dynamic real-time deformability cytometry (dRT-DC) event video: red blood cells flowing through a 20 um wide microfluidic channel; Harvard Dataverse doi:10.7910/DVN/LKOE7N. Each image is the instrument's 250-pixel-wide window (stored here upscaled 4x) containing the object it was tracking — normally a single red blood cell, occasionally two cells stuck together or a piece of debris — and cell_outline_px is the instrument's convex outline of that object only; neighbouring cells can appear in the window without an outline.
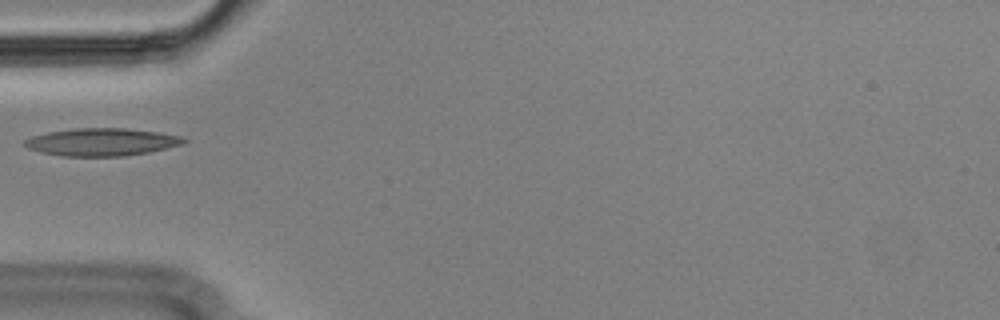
{"species": "Egyptian fruit bat (a non-hibernating species)", "species_latin": "Rousettus aegyptiacus", "temperature_condition": "cold", "stored_images_in_passage": 38, "camera_frame_rate_fps": 3000, "um_per_image_px": 0.085, "animal": {"sex": "male"}, "frame": {"image": 1, "passage_image": 1, "time_ms": 0.0, "image_size_px": [1000, 320], "cell_outline_px": [[188, 140], [184, 144], [148, 152], [124, 156], [64, 156], [40, 152], [28, 148], [24, 144], [24, 140], [32, 136], [48, 132], [76, 128], [124, 128], [160, 132], [180, 136]], "centroid_in_image_um": [8.66, 12.07], "position_along_channel_um": 76.3, "area_um2": 25.55}}
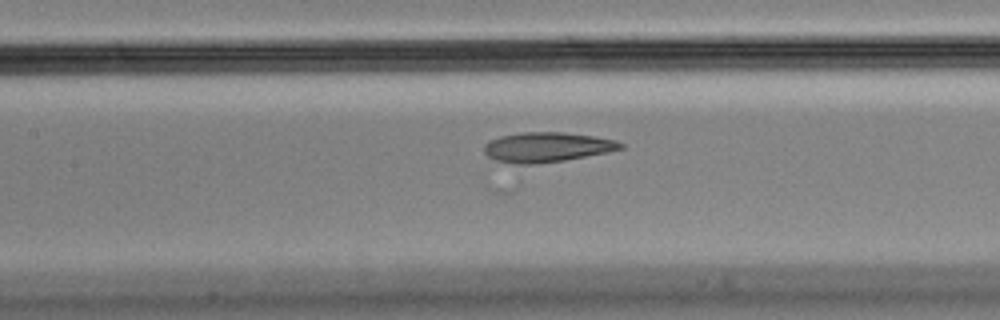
{"frame": {"image": 2, "passage_image": 8, "time_ms": 2.333, "image_size_px": [1000, 320], "cell_outline_px": [[624, 148], [608, 152], [564, 160], [532, 164], [520, 164], [496, 160], [488, 156], [484, 152], [484, 144], [488, 140], [500, 136], [524, 132], [564, 132], [592, 136], [616, 140], [624, 144]], "centroid_in_image_um": [46.48, 12.5], "position_along_channel_um": 160.9, "area_um2": 23.58}}
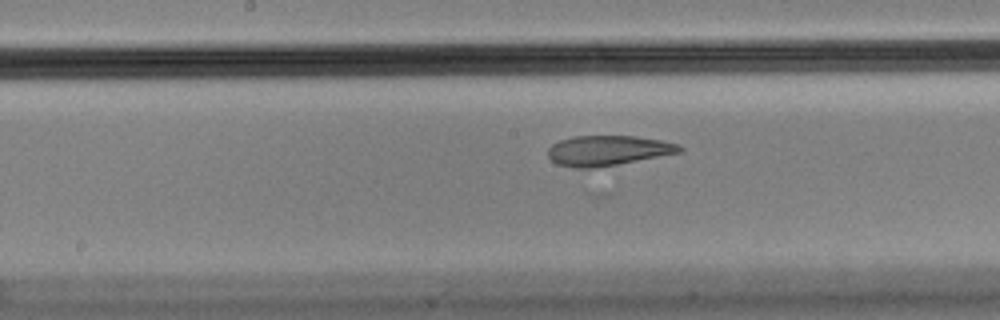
{"frame": {"image": 3, "passage_image": 11, "time_ms": 3.333, "image_size_px": [1000, 320], "cell_outline_px": [[684, 148], [680, 152], [616, 164], [592, 168], [572, 168], [556, 164], [548, 156], [548, 148], [552, 144], [560, 140], [572, 136], [636, 136], [660, 140], [680, 144]], "centroid_in_image_um": [51.63, 12.79], "position_along_channel_um": 196.6, "area_um2": 22.95}}